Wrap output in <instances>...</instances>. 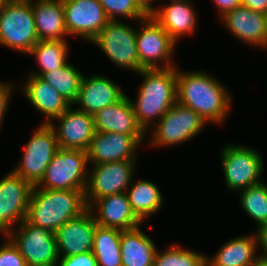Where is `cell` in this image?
<instances>
[{
    "label": "cell",
    "instance_id": "30",
    "mask_svg": "<svg viewBox=\"0 0 267 266\" xmlns=\"http://www.w3.org/2000/svg\"><path fill=\"white\" fill-rule=\"evenodd\" d=\"M83 75L84 73L68 61L61 68L43 73L39 77L72 105L78 96Z\"/></svg>",
    "mask_w": 267,
    "mask_h": 266
},
{
    "label": "cell",
    "instance_id": "6",
    "mask_svg": "<svg viewBox=\"0 0 267 266\" xmlns=\"http://www.w3.org/2000/svg\"><path fill=\"white\" fill-rule=\"evenodd\" d=\"M89 173L87 152L79 149L59 148L42 179L34 186L53 190H83Z\"/></svg>",
    "mask_w": 267,
    "mask_h": 266
},
{
    "label": "cell",
    "instance_id": "34",
    "mask_svg": "<svg viewBox=\"0 0 267 266\" xmlns=\"http://www.w3.org/2000/svg\"><path fill=\"white\" fill-rule=\"evenodd\" d=\"M5 237V242L0 244V266H27L17 247L7 236Z\"/></svg>",
    "mask_w": 267,
    "mask_h": 266
},
{
    "label": "cell",
    "instance_id": "18",
    "mask_svg": "<svg viewBox=\"0 0 267 266\" xmlns=\"http://www.w3.org/2000/svg\"><path fill=\"white\" fill-rule=\"evenodd\" d=\"M97 225L89 209L80 216L65 222L55 231L59 257L93 251L94 233Z\"/></svg>",
    "mask_w": 267,
    "mask_h": 266
},
{
    "label": "cell",
    "instance_id": "32",
    "mask_svg": "<svg viewBox=\"0 0 267 266\" xmlns=\"http://www.w3.org/2000/svg\"><path fill=\"white\" fill-rule=\"evenodd\" d=\"M207 255L201 251L171 244L163 251L157 250L153 266H206Z\"/></svg>",
    "mask_w": 267,
    "mask_h": 266
},
{
    "label": "cell",
    "instance_id": "16",
    "mask_svg": "<svg viewBox=\"0 0 267 266\" xmlns=\"http://www.w3.org/2000/svg\"><path fill=\"white\" fill-rule=\"evenodd\" d=\"M55 120L57 124L51 122L50 125L56 132L59 148L87 151L96 133L93 115L70 105Z\"/></svg>",
    "mask_w": 267,
    "mask_h": 266
},
{
    "label": "cell",
    "instance_id": "37",
    "mask_svg": "<svg viewBox=\"0 0 267 266\" xmlns=\"http://www.w3.org/2000/svg\"><path fill=\"white\" fill-rule=\"evenodd\" d=\"M212 2L215 4L220 17L242 5L241 0H212Z\"/></svg>",
    "mask_w": 267,
    "mask_h": 266
},
{
    "label": "cell",
    "instance_id": "42",
    "mask_svg": "<svg viewBox=\"0 0 267 266\" xmlns=\"http://www.w3.org/2000/svg\"><path fill=\"white\" fill-rule=\"evenodd\" d=\"M9 0H0V16L3 13L5 5L8 3Z\"/></svg>",
    "mask_w": 267,
    "mask_h": 266
},
{
    "label": "cell",
    "instance_id": "21",
    "mask_svg": "<svg viewBox=\"0 0 267 266\" xmlns=\"http://www.w3.org/2000/svg\"><path fill=\"white\" fill-rule=\"evenodd\" d=\"M88 209L102 227L123 231L143 224L133 213L126 192L97 199Z\"/></svg>",
    "mask_w": 267,
    "mask_h": 266
},
{
    "label": "cell",
    "instance_id": "17",
    "mask_svg": "<svg viewBox=\"0 0 267 266\" xmlns=\"http://www.w3.org/2000/svg\"><path fill=\"white\" fill-rule=\"evenodd\" d=\"M221 20L239 42L267 50V14L241 5L227 12Z\"/></svg>",
    "mask_w": 267,
    "mask_h": 266
},
{
    "label": "cell",
    "instance_id": "41",
    "mask_svg": "<svg viewBox=\"0 0 267 266\" xmlns=\"http://www.w3.org/2000/svg\"><path fill=\"white\" fill-rule=\"evenodd\" d=\"M252 266H267V260L258 258Z\"/></svg>",
    "mask_w": 267,
    "mask_h": 266
},
{
    "label": "cell",
    "instance_id": "36",
    "mask_svg": "<svg viewBox=\"0 0 267 266\" xmlns=\"http://www.w3.org/2000/svg\"><path fill=\"white\" fill-rule=\"evenodd\" d=\"M14 89L12 83L0 81V132Z\"/></svg>",
    "mask_w": 267,
    "mask_h": 266
},
{
    "label": "cell",
    "instance_id": "8",
    "mask_svg": "<svg viewBox=\"0 0 267 266\" xmlns=\"http://www.w3.org/2000/svg\"><path fill=\"white\" fill-rule=\"evenodd\" d=\"M207 124L195 111L176 102L150 129L149 145L156 148L180 146L201 133Z\"/></svg>",
    "mask_w": 267,
    "mask_h": 266
},
{
    "label": "cell",
    "instance_id": "29",
    "mask_svg": "<svg viewBox=\"0 0 267 266\" xmlns=\"http://www.w3.org/2000/svg\"><path fill=\"white\" fill-rule=\"evenodd\" d=\"M120 237L121 230L97 225L93 241L97 266H122Z\"/></svg>",
    "mask_w": 267,
    "mask_h": 266
},
{
    "label": "cell",
    "instance_id": "38",
    "mask_svg": "<svg viewBox=\"0 0 267 266\" xmlns=\"http://www.w3.org/2000/svg\"><path fill=\"white\" fill-rule=\"evenodd\" d=\"M259 258L267 260V225L256 229ZM262 251V252H260Z\"/></svg>",
    "mask_w": 267,
    "mask_h": 266
},
{
    "label": "cell",
    "instance_id": "15",
    "mask_svg": "<svg viewBox=\"0 0 267 266\" xmlns=\"http://www.w3.org/2000/svg\"><path fill=\"white\" fill-rule=\"evenodd\" d=\"M146 135L96 132L87 149L89 164L115 161H137L138 150Z\"/></svg>",
    "mask_w": 267,
    "mask_h": 266
},
{
    "label": "cell",
    "instance_id": "31",
    "mask_svg": "<svg viewBox=\"0 0 267 266\" xmlns=\"http://www.w3.org/2000/svg\"><path fill=\"white\" fill-rule=\"evenodd\" d=\"M238 193L241 209L255 221V228L267 225V183L262 181Z\"/></svg>",
    "mask_w": 267,
    "mask_h": 266
},
{
    "label": "cell",
    "instance_id": "7",
    "mask_svg": "<svg viewBox=\"0 0 267 266\" xmlns=\"http://www.w3.org/2000/svg\"><path fill=\"white\" fill-rule=\"evenodd\" d=\"M137 28L121 19L109 20L90 43L100 48L115 66L139 73L143 68L137 54Z\"/></svg>",
    "mask_w": 267,
    "mask_h": 266
},
{
    "label": "cell",
    "instance_id": "10",
    "mask_svg": "<svg viewBox=\"0 0 267 266\" xmlns=\"http://www.w3.org/2000/svg\"><path fill=\"white\" fill-rule=\"evenodd\" d=\"M5 236L17 247L27 266H57L59 255L54 232L25 218Z\"/></svg>",
    "mask_w": 267,
    "mask_h": 266
},
{
    "label": "cell",
    "instance_id": "25",
    "mask_svg": "<svg viewBox=\"0 0 267 266\" xmlns=\"http://www.w3.org/2000/svg\"><path fill=\"white\" fill-rule=\"evenodd\" d=\"M39 40H67L62 0H31Z\"/></svg>",
    "mask_w": 267,
    "mask_h": 266
},
{
    "label": "cell",
    "instance_id": "9",
    "mask_svg": "<svg viewBox=\"0 0 267 266\" xmlns=\"http://www.w3.org/2000/svg\"><path fill=\"white\" fill-rule=\"evenodd\" d=\"M137 54L143 69H166L177 66L176 44L164 28L149 14L137 21Z\"/></svg>",
    "mask_w": 267,
    "mask_h": 266
},
{
    "label": "cell",
    "instance_id": "12",
    "mask_svg": "<svg viewBox=\"0 0 267 266\" xmlns=\"http://www.w3.org/2000/svg\"><path fill=\"white\" fill-rule=\"evenodd\" d=\"M138 161H115L89 165L85 201L89 208L97 199L125 193L136 175ZM93 166V167H91Z\"/></svg>",
    "mask_w": 267,
    "mask_h": 266
},
{
    "label": "cell",
    "instance_id": "33",
    "mask_svg": "<svg viewBox=\"0 0 267 266\" xmlns=\"http://www.w3.org/2000/svg\"><path fill=\"white\" fill-rule=\"evenodd\" d=\"M99 2L109 20L118 21L121 17L135 22L146 18L150 14L138 0H99Z\"/></svg>",
    "mask_w": 267,
    "mask_h": 266
},
{
    "label": "cell",
    "instance_id": "23",
    "mask_svg": "<svg viewBox=\"0 0 267 266\" xmlns=\"http://www.w3.org/2000/svg\"><path fill=\"white\" fill-rule=\"evenodd\" d=\"M93 117L96 132L147 135L137 122L127 94L118 102L96 112Z\"/></svg>",
    "mask_w": 267,
    "mask_h": 266
},
{
    "label": "cell",
    "instance_id": "14",
    "mask_svg": "<svg viewBox=\"0 0 267 266\" xmlns=\"http://www.w3.org/2000/svg\"><path fill=\"white\" fill-rule=\"evenodd\" d=\"M68 36L91 42L109 21L99 0H62Z\"/></svg>",
    "mask_w": 267,
    "mask_h": 266
},
{
    "label": "cell",
    "instance_id": "35",
    "mask_svg": "<svg viewBox=\"0 0 267 266\" xmlns=\"http://www.w3.org/2000/svg\"><path fill=\"white\" fill-rule=\"evenodd\" d=\"M57 266H97L93 251L74 256L59 257Z\"/></svg>",
    "mask_w": 267,
    "mask_h": 266
},
{
    "label": "cell",
    "instance_id": "22",
    "mask_svg": "<svg viewBox=\"0 0 267 266\" xmlns=\"http://www.w3.org/2000/svg\"><path fill=\"white\" fill-rule=\"evenodd\" d=\"M22 88L18 87L25 98L45 119L41 123L50 124L60 116L71 104L64 99L53 87L39 76L28 75Z\"/></svg>",
    "mask_w": 267,
    "mask_h": 266
},
{
    "label": "cell",
    "instance_id": "20",
    "mask_svg": "<svg viewBox=\"0 0 267 266\" xmlns=\"http://www.w3.org/2000/svg\"><path fill=\"white\" fill-rule=\"evenodd\" d=\"M168 2L155 7L150 15L177 44L181 37L194 35L197 30L198 14L193 7V0H169Z\"/></svg>",
    "mask_w": 267,
    "mask_h": 266
},
{
    "label": "cell",
    "instance_id": "2",
    "mask_svg": "<svg viewBox=\"0 0 267 266\" xmlns=\"http://www.w3.org/2000/svg\"><path fill=\"white\" fill-rule=\"evenodd\" d=\"M138 74L143 80L135 101H130L138 124L150 135V128L177 102V66L143 69Z\"/></svg>",
    "mask_w": 267,
    "mask_h": 266
},
{
    "label": "cell",
    "instance_id": "3",
    "mask_svg": "<svg viewBox=\"0 0 267 266\" xmlns=\"http://www.w3.org/2000/svg\"><path fill=\"white\" fill-rule=\"evenodd\" d=\"M88 209L83 190H53L33 186L26 219L55 233L65 222Z\"/></svg>",
    "mask_w": 267,
    "mask_h": 266
},
{
    "label": "cell",
    "instance_id": "40",
    "mask_svg": "<svg viewBox=\"0 0 267 266\" xmlns=\"http://www.w3.org/2000/svg\"><path fill=\"white\" fill-rule=\"evenodd\" d=\"M141 5L150 13L154 8V1H159V0H138Z\"/></svg>",
    "mask_w": 267,
    "mask_h": 266
},
{
    "label": "cell",
    "instance_id": "4",
    "mask_svg": "<svg viewBox=\"0 0 267 266\" xmlns=\"http://www.w3.org/2000/svg\"><path fill=\"white\" fill-rule=\"evenodd\" d=\"M220 158L229 192L237 193L263 181L264 162L255 147L240 143L226 144L221 148Z\"/></svg>",
    "mask_w": 267,
    "mask_h": 266
},
{
    "label": "cell",
    "instance_id": "13",
    "mask_svg": "<svg viewBox=\"0 0 267 266\" xmlns=\"http://www.w3.org/2000/svg\"><path fill=\"white\" fill-rule=\"evenodd\" d=\"M33 185L12 170L0 178V233L5 236L27 216Z\"/></svg>",
    "mask_w": 267,
    "mask_h": 266
},
{
    "label": "cell",
    "instance_id": "5",
    "mask_svg": "<svg viewBox=\"0 0 267 266\" xmlns=\"http://www.w3.org/2000/svg\"><path fill=\"white\" fill-rule=\"evenodd\" d=\"M38 41L31 0H9L0 16V46L26 55Z\"/></svg>",
    "mask_w": 267,
    "mask_h": 266
},
{
    "label": "cell",
    "instance_id": "27",
    "mask_svg": "<svg viewBox=\"0 0 267 266\" xmlns=\"http://www.w3.org/2000/svg\"><path fill=\"white\" fill-rule=\"evenodd\" d=\"M126 193L133 213L142 223L160 212L165 202L159 187L152 180L144 178L137 181L133 179Z\"/></svg>",
    "mask_w": 267,
    "mask_h": 266
},
{
    "label": "cell",
    "instance_id": "39",
    "mask_svg": "<svg viewBox=\"0 0 267 266\" xmlns=\"http://www.w3.org/2000/svg\"><path fill=\"white\" fill-rule=\"evenodd\" d=\"M241 4L251 10L267 14V0H241Z\"/></svg>",
    "mask_w": 267,
    "mask_h": 266
},
{
    "label": "cell",
    "instance_id": "26",
    "mask_svg": "<svg viewBox=\"0 0 267 266\" xmlns=\"http://www.w3.org/2000/svg\"><path fill=\"white\" fill-rule=\"evenodd\" d=\"M120 249L122 266H153L158 250L141 225L121 231Z\"/></svg>",
    "mask_w": 267,
    "mask_h": 266
},
{
    "label": "cell",
    "instance_id": "28",
    "mask_svg": "<svg viewBox=\"0 0 267 266\" xmlns=\"http://www.w3.org/2000/svg\"><path fill=\"white\" fill-rule=\"evenodd\" d=\"M69 41L67 40H39L28 55L34 56L40 71H31L28 75L40 76L43 73L59 69L69 60Z\"/></svg>",
    "mask_w": 267,
    "mask_h": 266
},
{
    "label": "cell",
    "instance_id": "19",
    "mask_svg": "<svg viewBox=\"0 0 267 266\" xmlns=\"http://www.w3.org/2000/svg\"><path fill=\"white\" fill-rule=\"evenodd\" d=\"M83 75L80 89L75 102L72 104L76 109L94 115L99 110L121 100L126 93L122 88L100 74Z\"/></svg>",
    "mask_w": 267,
    "mask_h": 266
},
{
    "label": "cell",
    "instance_id": "1",
    "mask_svg": "<svg viewBox=\"0 0 267 266\" xmlns=\"http://www.w3.org/2000/svg\"><path fill=\"white\" fill-rule=\"evenodd\" d=\"M179 69L177 65V102L195 111L208 124L222 125L232 108L229 89L211 73Z\"/></svg>",
    "mask_w": 267,
    "mask_h": 266
},
{
    "label": "cell",
    "instance_id": "11",
    "mask_svg": "<svg viewBox=\"0 0 267 266\" xmlns=\"http://www.w3.org/2000/svg\"><path fill=\"white\" fill-rule=\"evenodd\" d=\"M35 130L23 147L22 158L16 167L10 169L33 186L42 179L47 166L59 149L52 125L41 123Z\"/></svg>",
    "mask_w": 267,
    "mask_h": 266
},
{
    "label": "cell",
    "instance_id": "24",
    "mask_svg": "<svg viewBox=\"0 0 267 266\" xmlns=\"http://www.w3.org/2000/svg\"><path fill=\"white\" fill-rule=\"evenodd\" d=\"M253 233L224 242L214 255L206 256V266H252L259 258L257 234Z\"/></svg>",
    "mask_w": 267,
    "mask_h": 266
}]
</instances>
